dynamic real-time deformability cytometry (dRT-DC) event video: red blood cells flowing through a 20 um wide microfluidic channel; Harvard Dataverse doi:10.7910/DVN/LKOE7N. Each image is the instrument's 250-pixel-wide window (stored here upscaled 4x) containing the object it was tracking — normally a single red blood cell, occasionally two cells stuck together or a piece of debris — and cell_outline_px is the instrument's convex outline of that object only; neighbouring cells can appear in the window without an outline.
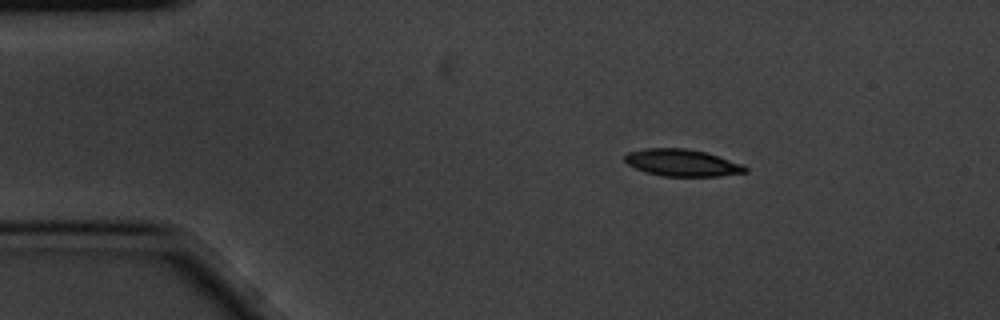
{"species": "common noctule bat (a hibernating species)", "species_latin": "Nyctalus noctula", "temperature_condition": "cold", "stored_images_in_passage": 3, "camera_frame_rate_fps": 3000, "um_per_image_px": 0.085, "animal": {"sex": "male", "body_mass_g": 20.1, "forearm_length_mm": 53.5}, "frame": {"image": 1, "passage_image": 1, "time_ms": 0.0, "image_size_px": [1000, 320], "cell_outline_px": [[748, 172], [720, 176], [664, 176], [648, 172], [636, 168], [628, 164], [624, 160], [624, 156], [628, 152], [648, 148], [684, 148], [704, 152], [744, 164], [748, 168]], "centroid_in_image_um": [58.01, 13.84], "position_along_channel_um": 27.0, "area_um2": 18.79}}